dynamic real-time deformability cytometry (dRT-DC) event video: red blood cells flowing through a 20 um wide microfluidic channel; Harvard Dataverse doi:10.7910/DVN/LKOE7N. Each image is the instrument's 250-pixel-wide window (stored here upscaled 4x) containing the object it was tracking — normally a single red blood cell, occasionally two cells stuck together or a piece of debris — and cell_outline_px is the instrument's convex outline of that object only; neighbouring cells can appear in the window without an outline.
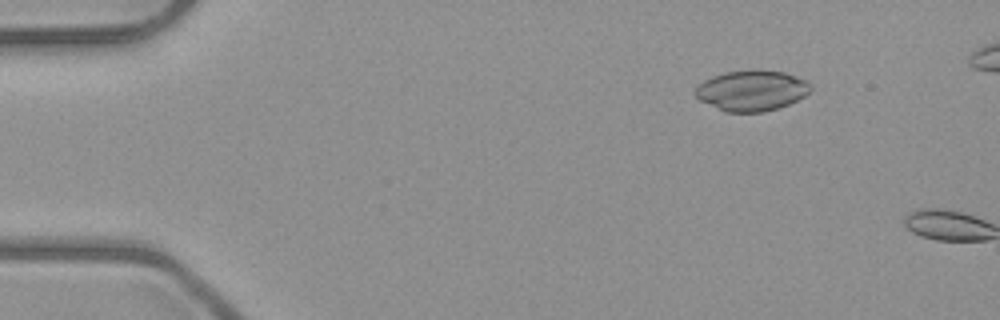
{"species": "common noctule bat (a hibernating species)", "species_latin": "Nyctalus noctula", "temperature_condition": "room temperature", "stored_images_in_passage": 2, "camera_frame_rate_fps": 3000, "um_per_image_px": 0.085, "animal": {"sex": "male", "body_mass_g": 23.1, "forearm_length_mm": 52.7}, "frame": {"image": 1, "passage_image": 1, "time_ms": 0.0, "image_size_px": [1000, 320], "cell_outline_px": [[812, 88], [804, 96], [788, 104], [764, 112], [724, 112], [700, 100], [696, 96], [696, 88], [704, 80], [712, 76], [724, 72], [756, 68], [784, 72], [804, 80], [812, 84]], "centroid_in_image_um": [63.89, 7.68], "position_along_channel_um": 21.1, "area_um2": 27.34}}